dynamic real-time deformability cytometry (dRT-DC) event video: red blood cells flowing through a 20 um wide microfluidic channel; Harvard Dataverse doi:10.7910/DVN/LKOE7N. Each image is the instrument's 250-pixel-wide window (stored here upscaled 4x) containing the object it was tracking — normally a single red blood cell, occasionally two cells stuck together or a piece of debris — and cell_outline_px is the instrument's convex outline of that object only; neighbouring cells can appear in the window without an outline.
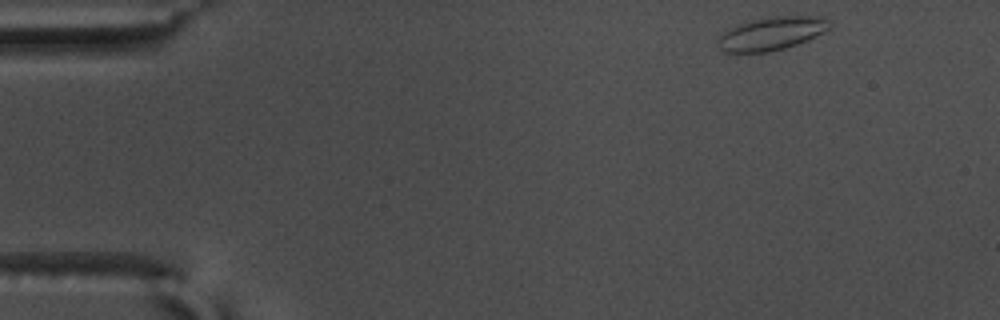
{"species": "common noctule bat (a hibernating species)", "species_latin": "Nyctalus noctula", "temperature_condition": "warm", "stored_images_in_passage": 9, "camera_frame_rate_fps": 3000, "um_per_image_px": 0.085, "animal": {"sex": "male", "body_mass_g": 17.5, "forearm_length_mm": 52.3}, "frame": {"image": 1, "passage_image": 1, "time_ms": 0.0, "image_size_px": [1000, 320], "cell_outline_px": [[832, 24], [824, 32], [808, 40], [784, 48], [768, 52], [724, 52], [716, 44], [716, 40], [728, 28], [736, 24], [748, 20], [772, 16], [820, 16], [832, 20]], "centroid_in_image_um": [65.58, 2.83], "position_along_channel_um": 19.4, "area_um2": 21.91}}